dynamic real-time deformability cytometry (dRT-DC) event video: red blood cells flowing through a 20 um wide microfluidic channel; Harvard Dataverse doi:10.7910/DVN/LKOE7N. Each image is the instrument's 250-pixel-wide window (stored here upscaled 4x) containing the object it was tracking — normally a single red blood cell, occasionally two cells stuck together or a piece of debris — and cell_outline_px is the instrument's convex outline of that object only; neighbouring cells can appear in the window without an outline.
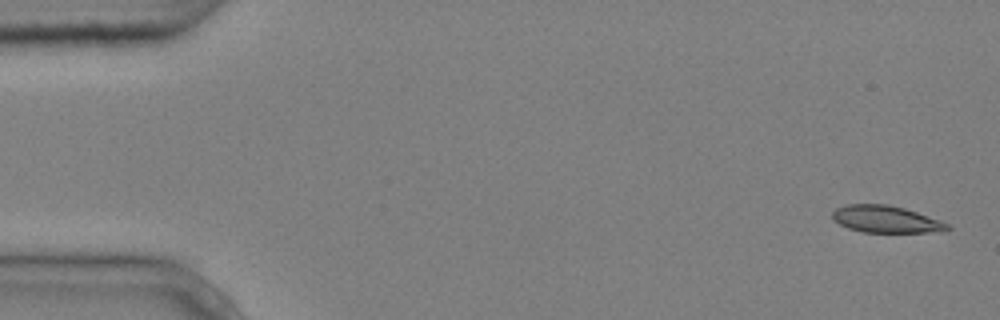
{"species": "common noctule bat (a hibernating species)", "species_latin": "Nyctalus noctula", "temperature_condition": "cold", "stored_images_in_passage": 5, "camera_frame_rate_fps": 3000, "um_per_image_px": 0.085, "animal": {"sex": "male", "body_mass_g": 20.4}, "frame": {"image": 1, "passage_image": 1, "time_ms": 0.0, "image_size_px": [1000, 320], "cell_outline_px": [[952, 228], [944, 232], [864, 232], [848, 228], [840, 224], [832, 216], [832, 212], [836, 208], [848, 204], [888, 204], [904, 208], [940, 220], [948, 224]], "centroid_in_image_um": [75.34, 18.64], "position_along_channel_um": 9.7, "area_um2": 18.03}}
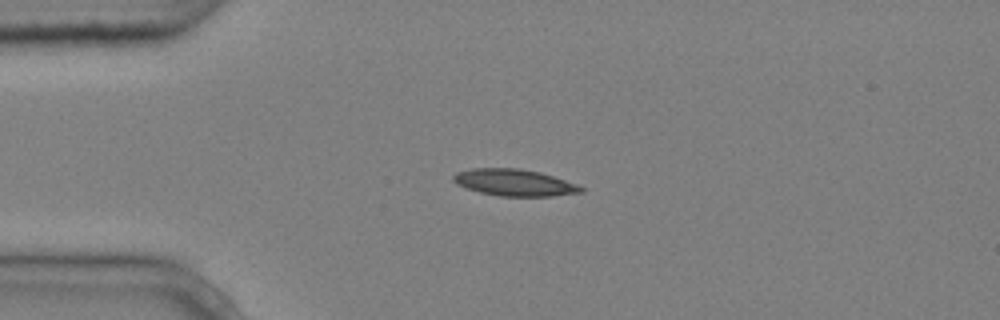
{"frame": {"image": 2, "passage_image": 4, "time_ms": 1.0, "image_size_px": [1000, 320], "cell_outline_px": [[584, 192], [552, 196], [500, 196], [480, 192], [456, 184], [452, 180], [452, 176], [456, 172], [472, 168], [520, 168], [540, 172], [576, 184], [584, 188]], "centroid_in_image_um": [43.7, 15.51], "position_along_channel_um": 41.3, "area_um2": 19.83}}